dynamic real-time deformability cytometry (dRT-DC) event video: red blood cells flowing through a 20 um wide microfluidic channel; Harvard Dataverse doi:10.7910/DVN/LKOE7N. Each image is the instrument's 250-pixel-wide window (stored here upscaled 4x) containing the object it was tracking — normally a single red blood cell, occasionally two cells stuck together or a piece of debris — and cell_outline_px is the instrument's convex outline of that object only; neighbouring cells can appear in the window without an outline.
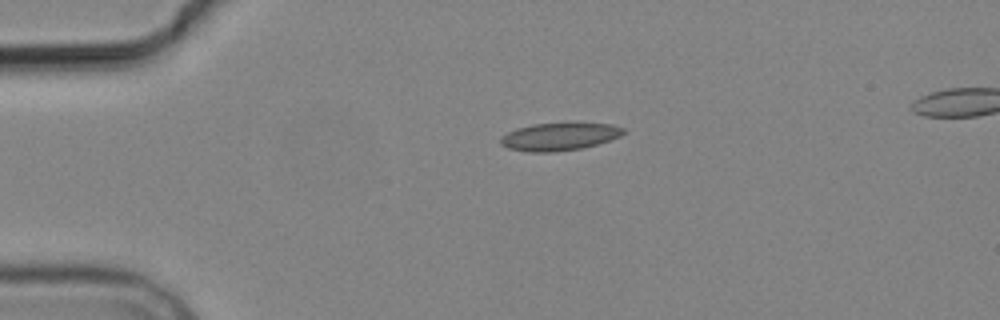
{"species": "common noctule bat (a hibernating species)", "species_latin": "Nyctalus noctula", "temperature_condition": "cold", "stored_images_in_passage": 3, "camera_frame_rate_fps": 3000, "um_per_image_px": 0.085, "animal": {"sex": "male", "body_mass_g": 19.2, "forearm_length_mm": 51.8}, "frame": {"image": 1, "passage_image": 1, "time_ms": 0.0, "image_size_px": [1000, 320], "cell_outline_px": [[628, 132], [620, 136], [596, 144], [580, 148], [552, 152], [528, 152], [508, 148], [500, 144], [500, 136], [516, 128], [532, 124], [612, 124], [624, 128]], "centroid_in_image_um": [47.51, 11.62], "position_along_channel_um": 37.5, "area_um2": 19.54}}